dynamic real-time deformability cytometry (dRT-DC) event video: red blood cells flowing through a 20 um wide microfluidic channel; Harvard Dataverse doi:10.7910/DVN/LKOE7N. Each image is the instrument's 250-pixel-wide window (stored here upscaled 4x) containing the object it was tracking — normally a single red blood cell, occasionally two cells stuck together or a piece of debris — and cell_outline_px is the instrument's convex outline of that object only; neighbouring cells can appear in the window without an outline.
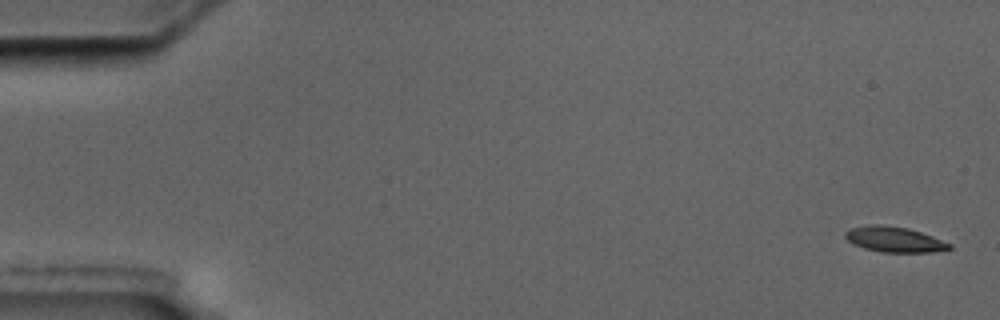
{"species": "common noctule bat (a hibernating species)", "species_latin": "Nyctalus noctula", "temperature_condition": "cold", "stored_images_in_passage": 4, "camera_frame_rate_fps": 3000, "um_per_image_px": 0.085, "animal": {"sex": "male", "body_mass_g": 17.5, "forearm_length_mm": 52.3}, "frame": {"image": 1, "passage_image": 1, "time_ms": 0.0, "image_size_px": [1000, 320], "cell_outline_px": [[952, 248], [932, 252], [880, 252], [864, 248], [848, 240], [844, 236], [844, 232], [848, 228], [872, 224], [880, 224], [908, 228], [932, 236], [952, 244]], "centroid_in_image_um": [76.0, 20.34], "position_along_channel_um": 9.0, "area_um2": 15.37}}
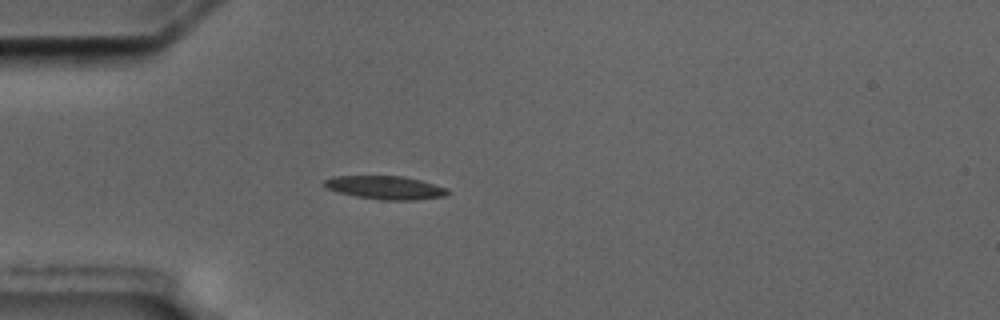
{"frame": {"image": 2, "passage_image": 4, "time_ms": 5.0, "image_size_px": [1000, 320], "cell_outline_px": [[448, 192], [444, 196], [416, 200], [380, 200], [356, 196], [340, 192], [328, 188], [324, 184], [324, 180], [332, 176], [404, 176], [420, 180], [448, 188]], "centroid_in_image_um": [32.77, 15.94], "position_along_channel_um": 52.2, "area_um2": 16.65}}